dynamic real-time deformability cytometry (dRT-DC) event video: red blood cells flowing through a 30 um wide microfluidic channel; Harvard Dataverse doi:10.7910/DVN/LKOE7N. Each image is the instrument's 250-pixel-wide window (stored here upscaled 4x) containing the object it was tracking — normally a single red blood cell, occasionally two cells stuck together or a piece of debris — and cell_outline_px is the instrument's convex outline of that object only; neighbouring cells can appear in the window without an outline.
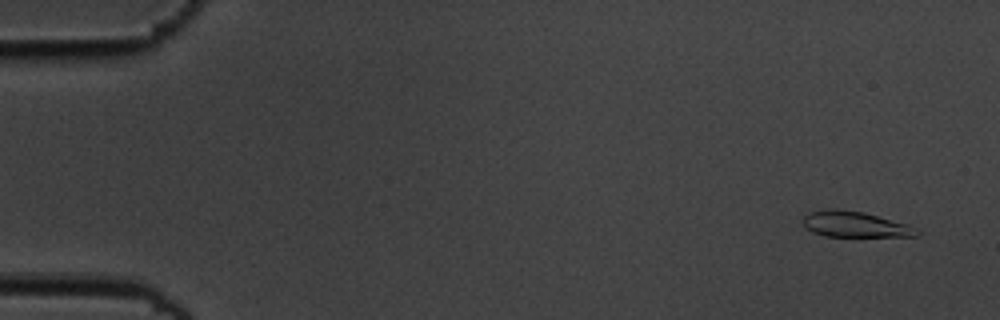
{"species": "common noctule bat (a hibernating species)", "species_latin": "Nyctalus noctula", "temperature_condition": "cold", "stored_images_in_passage": 6, "camera_frame_rate_fps": 3000, "um_per_image_px": 0.085, "animal": {"sex": "male", "body_mass_g": 19.5, "forearm_length_mm": 54.6}, "frame": {"image": 1, "passage_image": 1, "time_ms": 0.0, "image_size_px": [1000, 320], "cell_outline_px": [[920, 232], [916, 236], [824, 236], [812, 232], [804, 224], [804, 216], [812, 212], [832, 208], [836, 208], [864, 212], [908, 224], [920, 228]], "centroid_in_image_um": [72.73, 19.07], "position_along_channel_um": 12.3, "area_um2": 16.99}}
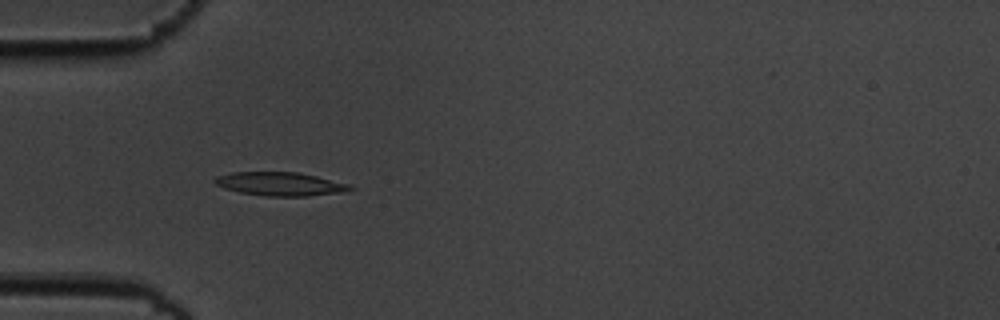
{"frame": {"image": 2, "passage_image": 5, "time_ms": 1.333, "image_size_px": [1000, 320], "cell_outline_px": [[356, 188], [344, 192], [308, 196], [264, 196], [240, 192], [224, 188], [216, 184], [212, 180], [216, 176], [232, 172], [300, 172], [348, 184]], "centroid_in_image_um": [23.8, 15.63], "position_along_channel_um": 61.2, "area_um2": 18.61}}
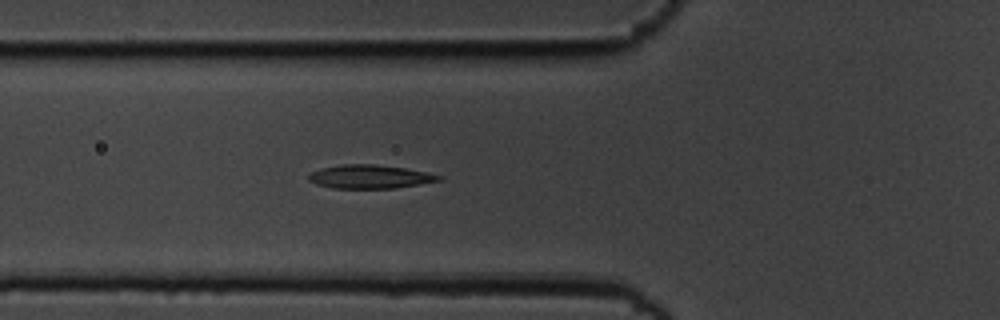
{"frame": {"image": 3, "passage_image": 6, "time_ms": 1.667, "image_size_px": [1000, 320], "cell_outline_px": [[444, 180], [396, 188], [332, 188], [316, 184], [308, 180], [308, 176], [312, 172], [320, 168], [340, 164], [376, 164], [404, 168], [444, 176]], "centroid_in_image_um": [31.44, 15.02], "position_along_channel_um": 94.4, "area_um2": 17.98}}